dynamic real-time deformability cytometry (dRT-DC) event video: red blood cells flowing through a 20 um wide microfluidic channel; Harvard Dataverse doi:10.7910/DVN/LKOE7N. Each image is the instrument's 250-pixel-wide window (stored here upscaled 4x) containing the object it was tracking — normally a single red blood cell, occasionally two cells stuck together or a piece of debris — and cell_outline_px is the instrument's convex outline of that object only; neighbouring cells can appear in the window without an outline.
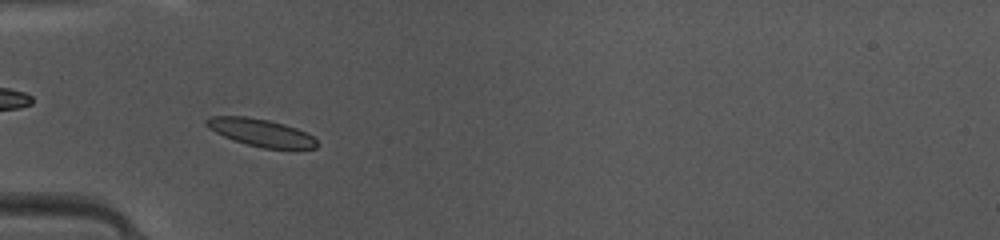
{"species": "common noctule bat (a hibernating species)", "species_latin": "Nyctalus noctula", "temperature_condition": "warm", "stored_images_in_passage": 36, "camera_frame_rate_fps": 3000, "um_per_image_px": 0.085, "animal": {"sex": "female", "body_mass_g": 10.0, "forearm_length_mm": 53.1}, "frame": {"image": 1, "passage_image": 3, "time_ms": 0.667, "image_size_px": [1000, 240], "cell_outline_px": [[316, 148], [264, 148], [248, 144], [224, 136], [208, 128], [204, 124], [204, 120], [212, 116], [244, 116], [268, 120], [284, 124], [296, 128], [312, 136], [316, 140]], "centroid_in_image_um": [22.13, 11.25], "position_along_channel_um": 62.9, "area_um2": 17.28}}
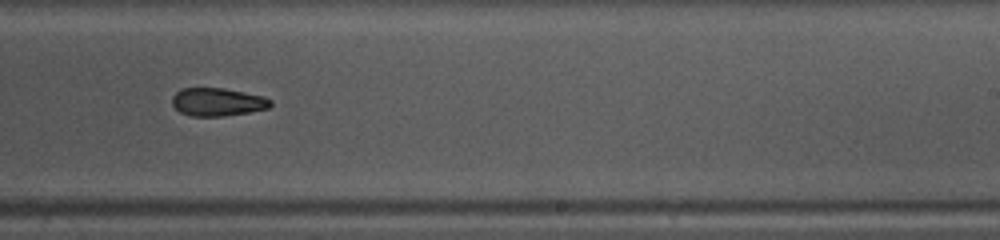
{"frame": {"image": 2, "passage_image": 18, "time_ms": 5.667, "image_size_px": [1000, 240], "cell_outline_px": [[272, 104], [268, 108], [248, 112], [224, 116], [192, 116], [180, 112], [172, 104], [172, 96], [180, 88], [224, 88], [264, 96], [272, 100]], "centroid_in_image_um": [18.48, 8.66], "position_along_channel_um": 270.5, "area_um2": 16.13}}
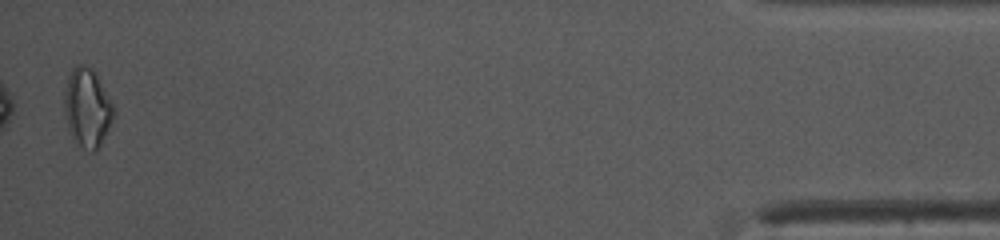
{"frame": {"image": 3, "passage_image": 35, "time_ms": 11.333, "image_size_px": [1000, 240], "cell_outline_px": [[116, 108], [112, 120], [96, 152], [88, 152], [68, 132], [64, 112], [64, 92], [68, 76], [72, 68], [76, 64], [84, 64], [92, 68], [96, 72]], "centroid_in_image_um": [7.41, 9.12], "position_along_channel_um": 427.8, "area_um2": 22.89}, "authors_computed_cell_mechanics": {"area_um2": 16.9932, "velocity_mm_per_s": 4.1886, "shape_relaxation_time_tau1_ms": 9.308, "shape_relaxation_time_tau2_ms": 4.5945, "deformation_change_tau1": 0.1899, "deformation_change_tau2": 0.133}}